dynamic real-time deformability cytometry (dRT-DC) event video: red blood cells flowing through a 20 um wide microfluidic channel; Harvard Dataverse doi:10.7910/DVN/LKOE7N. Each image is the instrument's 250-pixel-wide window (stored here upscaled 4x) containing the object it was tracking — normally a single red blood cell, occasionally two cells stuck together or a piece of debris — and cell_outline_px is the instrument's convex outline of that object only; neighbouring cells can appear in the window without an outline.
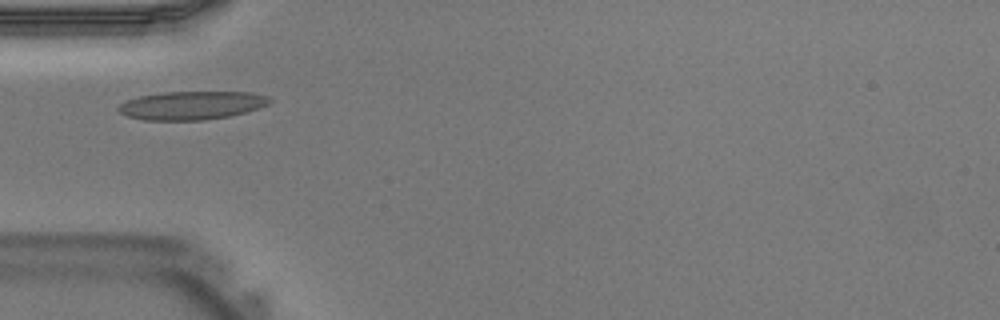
{"species": "Egyptian fruit bat (a non-hibernating species)", "species_latin": "Rousettus aegyptiacus", "temperature_condition": "warm", "stored_images_in_passage": 30, "camera_frame_rate_fps": 3000, "um_per_image_px": 0.085, "animal": {"sex": "male"}, "frame": {"image": 1, "passage_image": 2, "time_ms": 0.333, "image_size_px": [1000, 320], "cell_outline_px": [[272, 100], [268, 104], [260, 108], [228, 116], [204, 120], [144, 120], [128, 116], [120, 112], [116, 108], [120, 104], [128, 100], [140, 96], [164, 92], [252, 92], [268, 96]], "centroid_in_image_um": [16.31, 8.95], "position_along_channel_um": 68.7, "area_um2": 24.91}}
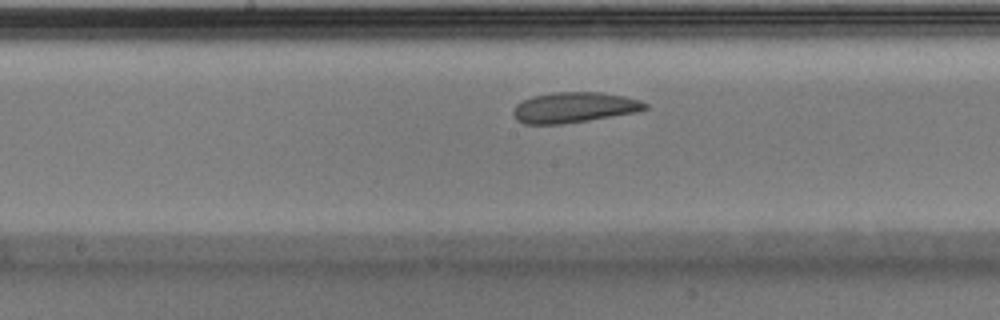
{"frame": {"image": 2, "passage_image": 10, "time_ms": 3.0, "image_size_px": [1000, 320], "cell_outline_px": [[648, 108], [636, 112], [564, 124], [524, 124], [516, 120], [512, 116], [512, 112], [516, 104], [532, 96], [552, 92], [600, 92], [624, 96], [640, 100], [648, 104]], "centroid_in_image_um": [48.77, 9.13], "position_along_channel_um": 199.4, "area_um2": 23.52}}
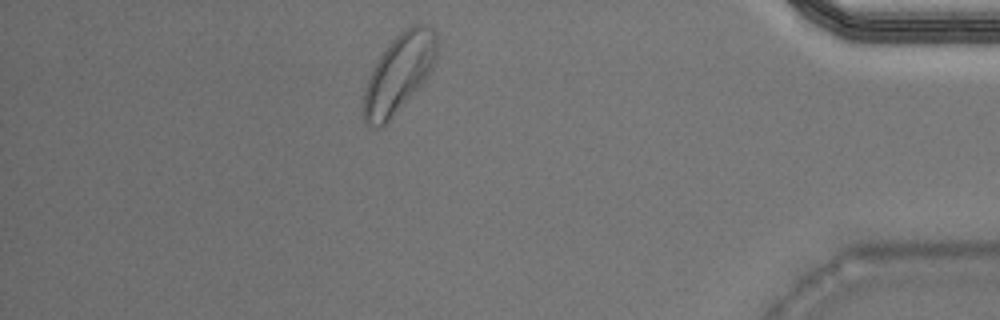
{"frame": {"image": 3, "passage_image": 25, "time_ms": 8.0, "image_size_px": [1000, 320], "cell_outline_px": [[436, 60], [428, 76], [384, 128], [372, 128], [364, 120], [364, 92], [368, 80], [380, 56], [388, 44], [400, 32], [412, 24], [424, 24], [432, 28], [436, 36]], "centroid_in_image_um": [33.92, 6.26], "position_along_channel_um": 401.3, "area_um2": 33.12}}